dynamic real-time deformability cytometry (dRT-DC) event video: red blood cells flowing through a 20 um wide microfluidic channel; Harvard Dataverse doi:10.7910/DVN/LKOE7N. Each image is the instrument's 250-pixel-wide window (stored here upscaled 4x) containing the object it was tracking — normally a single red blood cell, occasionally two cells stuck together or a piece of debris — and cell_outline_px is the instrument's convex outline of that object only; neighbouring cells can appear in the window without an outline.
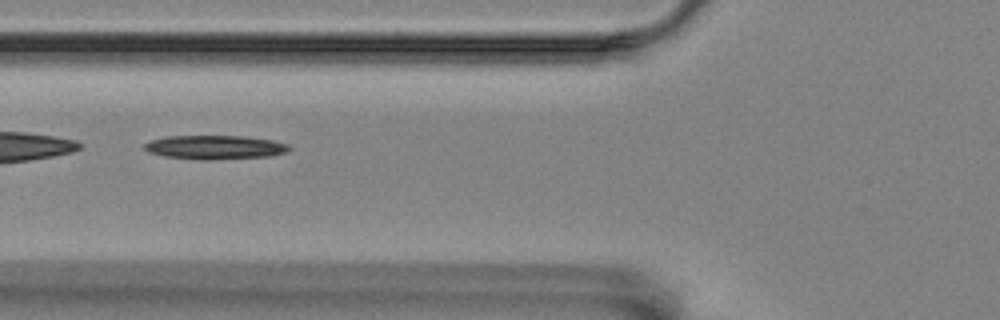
{"species": "Egyptian fruit bat (a non-hibernating species)", "species_latin": "Rousettus aegyptiacus", "temperature_condition": "room temperature", "stored_images_in_passage": 6, "camera_frame_rate_fps": 3000, "um_per_image_px": 0.085, "animal": {"sex": "female"}, "frame": {"image": 1, "passage_image": 4, "time_ms": 1.0, "image_size_px": [1000, 320], "cell_outline_px": [[292, 148], [288, 152], [272, 156], [208, 160], [200, 160], [164, 156], [148, 152], [144, 148], [144, 144], [148, 140], [168, 136], [244, 136], [272, 140], [288, 144]], "centroid_in_image_um": [18.28, 12.52], "position_along_channel_um": 107.5, "area_um2": 20.4}}
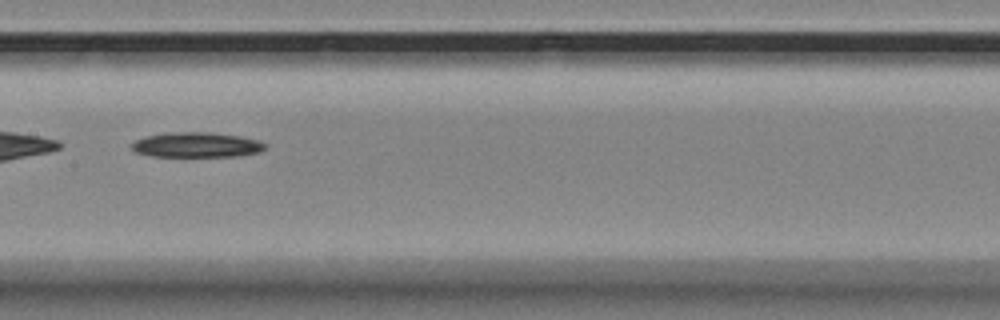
{"frame": {"image": 2, "passage_image": 6, "time_ms": 1.667, "image_size_px": [1000, 320], "cell_outline_px": [[268, 144], [260, 152], [236, 156], [152, 156], [136, 152], [132, 148], [132, 144], [136, 140], [144, 136], [164, 132], [208, 132], [240, 136], [260, 140]], "centroid_in_image_um": [16.72, 12.3], "position_along_channel_um": 190.7, "area_um2": 19.54}}